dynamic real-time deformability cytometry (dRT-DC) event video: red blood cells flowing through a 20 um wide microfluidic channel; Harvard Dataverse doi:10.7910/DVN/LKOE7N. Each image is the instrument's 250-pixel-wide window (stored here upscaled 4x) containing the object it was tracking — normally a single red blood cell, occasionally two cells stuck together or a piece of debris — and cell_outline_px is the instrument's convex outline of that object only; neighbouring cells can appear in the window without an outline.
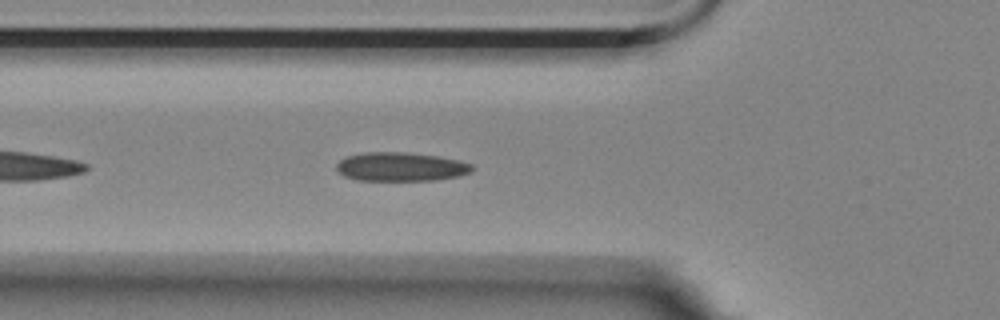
{"species": "Egyptian fruit bat (a non-hibernating species)", "species_latin": "Rousettus aegyptiacus", "temperature_condition": "room temperature", "stored_images_in_passage": 44, "camera_frame_rate_fps": 3000, "um_per_image_px": 0.085, "animal": {"sex": "female"}, "frame": {"image": 1, "passage_image": 6, "time_ms": 1.667, "image_size_px": [1000, 320], "cell_outline_px": [[472, 172], [460, 176], [436, 180], [356, 180], [344, 176], [336, 172], [336, 164], [340, 160], [348, 156], [364, 152], [408, 152], [440, 156], [460, 160], [472, 164]], "centroid_in_image_um": [34.07, 14.17], "position_along_channel_um": 91.7, "area_um2": 23.06}}
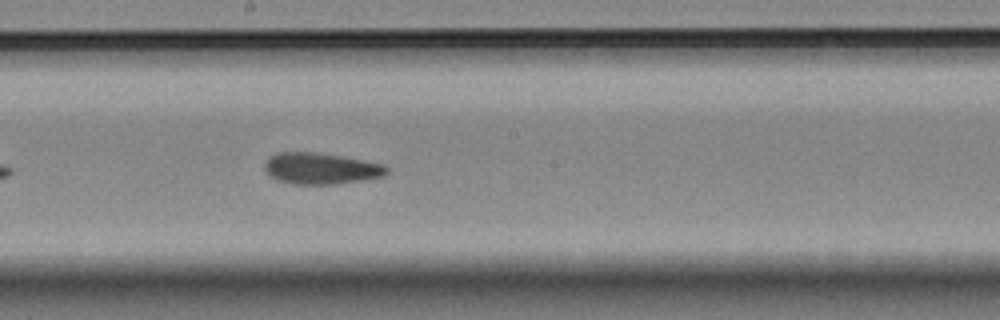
{"frame": {"image": 2, "passage_image": 17, "time_ms": 5.333, "image_size_px": [1000, 320], "cell_outline_px": [[388, 172], [384, 176], [368, 180], [332, 184], [296, 184], [276, 180], [268, 176], [264, 168], [264, 164], [268, 156], [276, 152], [316, 152], [364, 160], [384, 164], [388, 168]], "centroid_in_image_um": [27.26, 14.32], "position_along_channel_um": 220.9, "area_um2": 22.6}}
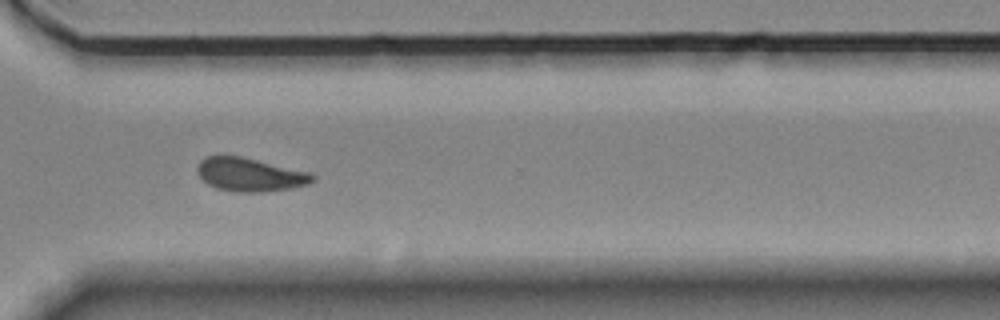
{"frame": {"image": 3, "passage_image": 28, "time_ms": 9.0, "image_size_px": [1000, 320], "cell_outline_px": [[316, 180], [308, 184], [292, 188], [264, 192], [236, 192], [216, 188], [208, 184], [196, 172], [196, 168], [200, 160], [208, 156], [240, 156], [312, 172], [316, 176]], "centroid_in_image_um": [21.29, 14.85], "position_along_channel_um": 349.3, "area_um2": 22.66}, "authors_computed_cell_mechanics": {"area_um2": 22.2819, "velocity_mm_per_s": 3.5041, "shape_relaxation_time_tau1_ms": null, "shape_relaxation_time_tau2_ms": 3.942, "deformation_change_tau1": null, "deformation_change_tau2": 0.0819}}